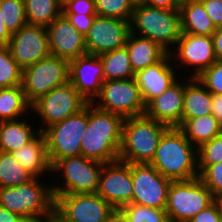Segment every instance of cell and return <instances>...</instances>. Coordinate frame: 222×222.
I'll return each instance as SVG.
<instances>
[{
  "label": "cell",
  "mask_w": 222,
  "mask_h": 222,
  "mask_svg": "<svg viewBox=\"0 0 222 222\" xmlns=\"http://www.w3.org/2000/svg\"><path fill=\"white\" fill-rule=\"evenodd\" d=\"M182 0H145L144 4L168 10H179Z\"/></svg>",
  "instance_id": "43"
},
{
  "label": "cell",
  "mask_w": 222,
  "mask_h": 222,
  "mask_svg": "<svg viewBox=\"0 0 222 222\" xmlns=\"http://www.w3.org/2000/svg\"><path fill=\"white\" fill-rule=\"evenodd\" d=\"M23 69L13 59L8 45H0V88L22 85Z\"/></svg>",
  "instance_id": "32"
},
{
  "label": "cell",
  "mask_w": 222,
  "mask_h": 222,
  "mask_svg": "<svg viewBox=\"0 0 222 222\" xmlns=\"http://www.w3.org/2000/svg\"><path fill=\"white\" fill-rule=\"evenodd\" d=\"M178 128L196 148L222 133V126L212 114L186 119Z\"/></svg>",
  "instance_id": "27"
},
{
  "label": "cell",
  "mask_w": 222,
  "mask_h": 222,
  "mask_svg": "<svg viewBox=\"0 0 222 222\" xmlns=\"http://www.w3.org/2000/svg\"><path fill=\"white\" fill-rule=\"evenodd\" d=\"M131 164L117 160L105 163L100 174L97 194L116 210L133 201Z\"/></svg>",
  "instance_id": "15"
},
{
  "label": "cell",
  "mask_w": 222,
  "mask_h": 222,
  "mask_svg": "<svg viewBox=\"0 0 222 222\" xmlns=\"http://www.w3.org/2000/svg\"><path fill=\"white\" fill-rule=\"evenodd\" d=\"M168 53L161 61L137 72L135 80L140 88L141 96L145 104L160 96L166 89L174 84L179 78L175 71L174 63ZM172 65V66H171Z\"/></svg>",
  "instance_id": "21"
},
{
  "label": "cell",
  "mask_w": 222,
  "mask_h": 222,
  "mask_svg": "<svg viewBox=\"0 0 222 222\" xmlns=\"http://www.w3.org/2000/svg\"><path fill=\"white\" fill-rule=\"evenodd\" d=\"M124 222H169L164 209L150 208L136 203H128L118 209Z\"/></svg>",
  "instance_id": "33"
},
{
  "label": "cell",
  "mask_w": 222,
  "mask_h": 222,
  "mask_svg": "<svg viewBox=\"0 0 222 222\" xmlns=\"http://www.w3.org/2000/svg\"><path fill=\"white\" fill-rule=\"evenodd\" d=\"M131 175L132 203L165 210L172 180L162 176L151 164H131Z\"/></svg>",
  "instance_id": "14"
},
{
  "label": "cell",
  "mask_w": 222,
  "mask_h": 222,
  "mask_svg": "<svg viewBox=\"0 0 222 222\" xmlns=\"http://www.w3.org/2000/svg\"><path fill=\"white\" fill-rule=\"evenodd\" d=\"M23 220L18 214L0 206V222H22Z\"/></svg>",
  "instance_id": "46"
},
{
  "label": "cell",
  "mask_w": 222,
  "mask_h": 222,
  "mask_svg": "<svg viewBox=\"0 0 222 222\" xmlns=\"http://www.w3.org/2000/svg\"><path fill=\"white\" fill-rule=\"evenodd\" d=\"M98 16L131 20L134 6L129 0H95Z\"/></svg>",
  "instance_id": "35"
},
{
  "label": "cell",
  "mask_w": 222,
  "mask_h": 222,
  "mask_svg": "<svg viewBox=\"0 0 222 222\" xmlns=\"http://www.w3.org/2000/svg\"><path fill=\"white\" fill-rule=\"evenodd\" d=\"M116 211L97 193L57 195L52 222H105Z\"/></svg>",
  "instance_id": "10"
},
{
  "label": "cell",
  "mask_w": 222,
  "mask_h": 222,
  "mask_svg": "<svg viewBox=\"0 0 222 222\" xmlns=\"http://www.w3.org/2000/svg\"><path fill=\"white\" fill-rule=\"evenodd\" d=\"M31 104L26 100L22 85L0 88V122L14 121L27 115Z\"/></svg>",
  "instance_id": "28"
},
{
  "label": "cell",
  "mask_w": 222,
  "mask_h": 222,
  "mask_svg": "<svg viewBox=\"0 0 222 222\" xmlns=\"http://www.w3.org/2000/svg\"><path fill=\"white\" fill-rule=\"evenodd\" d=\"M8 46L13 59L23 70L51 55L44 26L25 25L11 34Z\"/></svg>",
  "instance_id": "17"
},
{
  "label": "cell",
  "mask_w": 222,
  "mask_h": 222,
  "mask_svg": "<svg viewBox=\"0 0 222 222\" xmlns=\"http://www.w3.org/2000/svg\"><path fill=\"white\" fill-rule=\"evenodd\" d=\"M88 104L89 102L73 85L67 82L35 100L31 104V112L34 110L41 122L43 121L44 126H39V131L42 132L50 125L78 113Z\"/></svg>",
  "instance_id": "12"
},
{
  "label": "cell",
  "mask_w": 222,
  "mask_h": 222,
  "mask_svg": "<svg viewBox=\"0 0 222 222\" xmlns=\"http://www.w3.org/2000/svg\"><path fill=\"white\" fill-rule=\"evenodd\" d=\"M126 50L134 74L161 61L169 52L157 42L130 33Z\"/></svg>",
  "instance_id": "23"
},
{
  "label": "cell",
  "mask_w": 222,
  "mask_h": 222,
  "mask_svg": "<svg viewBox=\"0 0 222 222\" xmlns=\"http://www.w3.org/2000/svg\"><path fill=\"white\" fill-rule=\"evenodd\" d=\"M69 82V61L48 56L23 70L22 88L32 104L40 96Z\"/></svg>",
  "instance_id": "11"
},
{
  "label": "cell",
  "mask_w": 222,
  "mask_h": 222,
  "mask_svg": "<svg viewBox=\"0 0 222 222\" xmlns=\"http://www.w3.org/2000/svg\"><path fill=\"white\" fill-rule=\"evenodd\" d=\"M69 82L92 103L99 95L104 82V69L99 56L87 53L70 61Z\"/></svg>",
  "instance_id": "19"
},
{
  "label": "cell",
  "mask_w": 222,
  "mask_h": 222,
  "mask_svg": "<svg viewBox=\"0 0 222 222\" xmlns=\"http://www.w3.org/2000/svg\"><path fill=\"white\" fill-rule=\"evenodd\" d=\"M130 28L131 33L157 42L168 52L173 50L182 33L179 10L146 4L134 6Z\"/></svg>",
  "instance_id": "5"
},
{
  "label": "cell",
  "mask_w": 222,
  "mask_h": 222,
  "mask_svg": "<svg viewBox=\"0 0 222 222\" xmlns=\"http://www.w3.org/2000/svg\"><path fill=\"white\" fill-rule=\"evenodd\" d=\"M105 222H124L122 215L117 210L113 215H111Z\"/></svg>",
  "instance_id": "48"
},
{
  "label": "cell",
  "mask_w": 222,
  "mask_h": 222,
  "mask_svg": "<svg viewBox=\"0 0 222 222\" xmlns=\"http://www.w3.org/2000/svg\"><path fill=\"white\" fill-rule=\"evenodd\" d=\"M188 222H222V206L215 200L210 206L203 209Z\"/></svg>",
  "instance_id": "40"
},
{
  "label": "cell",
  "mask_w": 222,
  "mask_h": 222,
  "mask_svg": "<svg viewBox=\"0 0 222 222\" xmlns=\"http://www.w3.org/2000/svg\"><path fill=\"white\" fill-rule=\"evenodd\" d=\"M86 126L87 106L42 131L51 166L60 159L81 155V141Z\"/></svg>",
  "instance_id": "8"
},
{
  "label": "cell",
  "mask_w": 222,
  "mask_h": 222,
  "mask_svg": "<svg viewBox=\"0 0 222 222\" xmlns=\"http://www.w3.org/2000/svg\"><path fill=\"white\" fill-rule=\"evenodd\" d=\"M60 0H25V16L28 25L48 27L62 14Z\"/></svg>",
  "instance_id": "30"
},
{
  "label": "cell",
  "mask_w": 222,
  "mask_h": 222,
  "mask_svg": "<svg viewBox=\"0 0 222 222\" xmlns=\"http://www.w3.org/2000/svg\"><path fill=\"white\" fill-rule=\"evenodd\" d=\"M62 13L97 15L95 0H66L62 4Z\"/></svg>",
  "instance_id": "39"
},
{
  "label": "cell",
  "mask_w": 222,
  "mask_h": 222,
  "mask_svg": "<svg viewBox=\"0 0 222 222\" xmlns=\"http://www.w3.org/2000/svg\"><path fill=\"white\" fill-rule=\"evenodd\" d=\"M199 175L209 166L222 162V133L197 148Z\"/></svg>",
  "instance_id": "36"
},
{
  "label": "cell",
  "mask_w": 222,
  "mask_h": 222,
  "mask_svg": "<svg viewBox=\"0 0 222 222\" xmlns=\"http://www.w3.org/2000/svg\"><path fill=\"white\" fill-rule=\"evenodd\" d=\"M199 177L211 191L214 200L219 201L222 198V162L209 165Z\"/></svg>",
  "instance_id": "37"
},
{
  "label": "cell",
  "mask_w": 222,
  "mask_h": 222,
  "mask_svg": "<svg viewBox=\"0 0 222 222\" xmlns=\"http://www.w3.org/2000/svg\"><path fill=\"white\" fill-rule=\"evenodd\" d=\"M168 128L145 114L126 118L122 128L119 160L130 164H150Z\"/></svg>",
  "instance_id": "4"
},
{
  "label": "cell",
  "mask_w": 222,
  "mask_h": 222,
  "mask_svg": "<svg viewBox=\"0 0 222 222\" xmlns=\"http://www.w3.org/2000/svg\"><path fill=\"white\" fill-rule=\"evenodd\" d=\"M34 178L16 161L12 153L0 151V188L19 186Z\"/></svg>",
  "instance_id": "31"
},
{
  "label": "cell",
  "mask_w": 222,
  "mask_h": 222,
  "mask_svg": "<svg viewBox=\"0 0 222 222\" xmlns=\"http://www.w3.org/2000/svg\"><path fill=\"white\" fill-rule=\"evenodd\" d=\"M197 78L212 94H222V61L214 62Z\"/></svg>",
  "instance_id": "38"
},
{
  "label": "cell",
  "mask_w": 222,
  "mask_h": 222,
  "mask_svg": "<svg viewBox=\"0 0 222 222\" xmlns=\"http://www.w3.org/2000/svg\"><path fill=\"white\" fill-rule=\"evenodd\" d=\"M3 15L0 8V45H8L10 42L11 34L6 29L4 21H3Z\"/></svg>",
  "instance_id": "47"
},
{
  "label": "cell",
  "mask_w": 222,
  "mask_h": 222,
  "mask_svg": "<svg viewBox=\"0 0 222 222\" xmlns=\"http://www.w3.org/2000/svg\"><path fill=\"white\" fill-rule=\"evenodd\" d=\"M130 33V21L97 15L85 35L87 53L99 56L123 48Z\"/></svg>",
  "instance_id": "16"
},
{
  "label": "cell",
  "mask_w": 222,
  "mask_h": 222,
  "mask_svg": "<svg viewBox=\"0 0 222 222\" xmlns=\"http://www.w3.org/2000/svg\"><path fill=\"white\" fill-rule=\"evenodd\" d=\"M16 161L35 177L44 179L45 172L52 173V166L49 162L46 139L42 132H39L29 143L12 152ZM42 176V177H40Z\"/></svg>",
  "instance_id": "22"
},
{
  "label": "cell",
  "mask_w": 222,
  "mask_h": 222,
  "mask_svg": "<svg viewBox=\"0 0 222 222\" xmlns=\"http://www.w3.org/2000/svg\"><path fill=\"white\" fill-rule=\"evenodd\" d=\"M124 118L87 105V126L81 141V155L103 164L119 160Z\"/></svg>",
  "instance_id": "1"
},
{
  "label": "cell",
  "mask_w": 222,
  "mask_h": 222,
  "mask_svg": "<svg viewBox=\"0 0 222 222\" xmlns=\"http://www.w3.org/2000/svg\"><path fill=\"white\" fill-rule=\"evenodd\" d=\"M22 222H36V221H32V220H23Z\"/></svg>",
  "instance_id": "50"
},
{
  "label": "cell",
  "mask_w": 222,
  "mask_h": 222,
  "mask_svg": "<svg viewBox=\"0 0 222 222\" xmlns=\"http://www.w3.org/2000/svg\"><path fill=\"white\" fill-rule=\"evenodd\" d=\"M150 164L172 181L199 177L197 148L178 127H169L163 133Z\"/></svg>",
  "instance_id": "2"
},
{
  "label": "cell",
  "mask_w": 222,
  "mask_h": 222,
  "mask_svg": "<svg viewBox=\"0 0 222 222\" xmlns=\"http://www.w3.org/2000/svg\"><path fill=\"white\" fill-rule=\"evenodd\" d=\"M214 201L211 191L200 177L172 181L165 211L169 222H188Z\"/></svg>",
  "instance_id": "7"
},
{
  "label": "cell",
  "mask_w": 222,
  "mask_h": 222,
  "mask_svg": "<svg viewBox=\"0 0 222 222\" xmlns=\"http://www.w3.org/2000/svg\"><path fill=\"white\" fill-rule=\"evenodd\" d=\"M212 111L211 114L218 120L222 126V94L211 93Z\"/></svg>",
  "instance_id": "44"
},
{
  "label": "cell",
  "mask_w": 222,
  "mask_h": 222,
  "mask_svg": "<svg viewBox=\"0 0 222 222\" xmlns=\"http://www.w3.org/2000/svg\"><path fill=\"white\" fill-rule=\"evenodd\" d=\"M26 119L0 122V151L12 153L29 143L40 131Z\"/></svg>",
  "instance_id": "26"
},
{
  "label": "cell",
  "mask_w": 222,
  "mask_h": 222,
  "mask_svg": "<svg viewBox=\"0 0 222 222\" xmlns=\"http://www.w3.org/2000/svg\"><path fill=\"white\" fill-rule=\"evenodd\" d=\"M186 81L180 78L160 96L146 104L145 115L168 127H178L182 123L183 101Z\"/></svg>",
  "instance_id": "20"
},
{
  "label": "cell",
  "mask_w": 222,
  "mask_h": 222,
  "mask_svg": "<svg viewBox=\"0 0 222 222\" xmlns=\"http://www.w3.org/2000/svg\"><path fill=\"white\" fill-rule=\"evenodd\" d=\"M214 49L216 58L218 61H222V27H218L212 34Z\"/></svg>",
  "instance_id": "45"
},
{
  "label": "cell",
  "mask_w": 222,
  "mask_h": 222,
  "mask_svg": "<svg viewBox=\"0 0 222 222\" xmlns=\"http://www.w3.org/2000/svg\"><path fill=\"white\" fill-rule=\"evenodd\" d=\"M41 181L39 177H35L19 186L0 188V206L24 220L52 222L55 215L52 184Z\"/></svg>",
  "instance_id": "3"
},
{
  "label": "cell",
  "mask_w": 222,
  "mask_h": 222,
  "mask_svg": "<svg viewBox=\"0 0 222 222\" xmlns=\"http://www.w3.org/2000/svg\"><path fill=\"white\" fill-rule=\"evenodd\" d=\"M133 6L144 4L145 0H129Z\"/></svg>",
  "instance_id": "49"
},
{
  "label": "cell",
  "mask_w": 222,
  "mask_h": 222,
  "mask_svg": "<svg viewBox=\"0 0 222 222\" xmlns=\"http://www.w3.org/2000/svg\"><path fill=\"white\" fill-rule=\"evenodd\" d=\"M3 21L10 34L27 25L25 0H0Z\"/></svg>",
  "instance_id": "34"
},
{
  "label": "cell",
  "mask_w": 222,
  "mask_h": 222,
  "mask_svg": "<svg viewBox=\"0 0 222 222\" xmlns=\"http://www.w3.org/2000/svg\"><path fill=\"white\" fill-rule=\"evenodd\" d=\"M179 13L182 33L209 36L217 29L200 0H182Z\"/></svg>",
  "instance_id": "24"
},
{
  "label": "cell",
  "mask_w": 222,
  "mask_h": 222,
  "mask_svg": "<svg viewBox=\"0 0 222 222\" xmlns=\"http://www.w3.org/2000/svg\"><path fill=\"white\" fill-rule=\"evenodd\" d=\"M92 104L124 119L143 115L146 109L135 78L104 81Z\"/></svg>",
  "instance_id": "9"
},
{
  "label": "cell",
  "mask_w": 222,
  "mask_h": 222,
  "mask_svg": "<svg viewBox=\"0 0 222 222\" xmlns=\"http://www.w3.org/2000/svg\"><path fill=\"white\" fill-rule=\"evenodd\" d=\"M175 46L173 47L175 52L173 50L169 52L172 63L176 66L181 64L179 65L180 67H188L185 70L188 73L192 72L190 77H198L205 69L217 61L212 35L203 36L181 33V37ZM189 67L193 71H188Z\"/></svg>",
  "instance_id": "13"
},
{
  "label": "cell",
  "mask_w": 222,
  "mask_h": 222,
  "mask_svg": "<svg viewBox=\"0 0 222 222\" xmlns=\"http://www.w3.org/2000/svg\"><path fill=\"white\" fill-rule=\"evenodd\" d=\"M79 33L84 36L89 32L97 15L64 14Z\"/></svg>",
  "instance_id": "42"
},
{
  "label": "cell",
  "mask_w": 222,
  "mask_h": 222,
  "mask_svg": "<svg viewBox=\"0 0 222 222\" xmlns=\"http://www.w3.org/2000/svg\"><path fill=\"white\" fill-rule=\"evenodd\" d=\"M46 29L52 56L61 57L70 62L87 54L85 36L77 31L63 13Z\"/></svg>",
  "instance_id": "18"
},
{
  "label": "cell",
  "mask_w": 222,
  "mask_h": 222,
  "mask_svg": "<svg viewBox=\"0 0 222 222\" xmlns=\"http://www.w3.org/2000/svg\"><path fill=\"white\" fill-rule=\"evenodd\" d=\"M104 69V81L134 78L126 47L99 55Z\"/></svg>",
  "instance_id": "29"
},
{
  "label": "cell",
  "mask_w": 222,
  "mask_h": 222,
  "mask_svg": "<svg viewBox=\"0 0 222 222\" xmlns=\"http://www.w3.org/2000/svg\"><path fill=\"white\" fill-rule=\"evenodd\" d=\"M103 165L83 155L58 160L52 166V173L59 174L63 182L58 186L52 183L54 197L64 194L97 193Z\"/></svg>",
  "instance_id": "6"
},
{
  "label": "cell",
  "mask_w": 222,
  "mask_h": 222,
  "mask_svg": "<svg viewBox=\"0 0 222 222\" xmlns=\"http://www.w3.org/2000/svg\"><path fill=\"white\" fill-rule=\"evenodd\" d=\"M216 28L222 27V0H200Z\"/></svg>",
  "instance_id": "41"
},
{
  "label": "cell",
  "mask_w": 222,
  "mask_h": 222,
  "mask_svg": "<svg viewBox=\"0 0 222 222\" xmlns=\"http://www.w3.org/2000/svg\"><path fill=\"white\" fill-rule=\"evenodd\" d=\"M211 107V92L197 77L188 76L184 91L182 122L211 114Z\"/></svg>",
  "instance_id": "25"
}]
</instances>
